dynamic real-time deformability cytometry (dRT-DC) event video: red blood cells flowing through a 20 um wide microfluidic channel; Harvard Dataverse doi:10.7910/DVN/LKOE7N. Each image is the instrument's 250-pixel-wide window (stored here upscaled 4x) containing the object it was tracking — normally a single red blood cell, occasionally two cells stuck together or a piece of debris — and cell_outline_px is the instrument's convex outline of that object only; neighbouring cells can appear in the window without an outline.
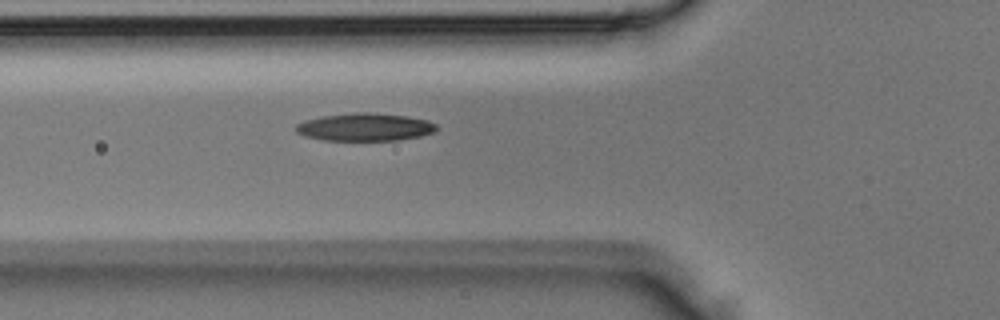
{"species": "Egyptian fruit bat (a non-hibernating species)", "species_latin": "Rousettus aegyptiacus", "temperature_condition": "room temperature", "stored_images_in_passage": 4, "camera_frame_rate_fps": 3000, "um_per_image_px": 0.085, "animal": {"sex": "male"}, "frame": {"image": 1, "passage_image": 4, "time_ms": 1.0, "image_size_px": [1000, 320], "cell_outline_px": [[440, 128], [436, 132], [420, 136], [400, 140], [320, 140], [304, 136], [296, 132], [296, 124], [304, 120], [324, 116], [356, 112], [368, 112], [408, 116], [428, 120], [436, 124]], "centroid_in_image_um": [31.05, 10.8], "position_along_channel_um": 94.7, "area_um2": 22.95}}